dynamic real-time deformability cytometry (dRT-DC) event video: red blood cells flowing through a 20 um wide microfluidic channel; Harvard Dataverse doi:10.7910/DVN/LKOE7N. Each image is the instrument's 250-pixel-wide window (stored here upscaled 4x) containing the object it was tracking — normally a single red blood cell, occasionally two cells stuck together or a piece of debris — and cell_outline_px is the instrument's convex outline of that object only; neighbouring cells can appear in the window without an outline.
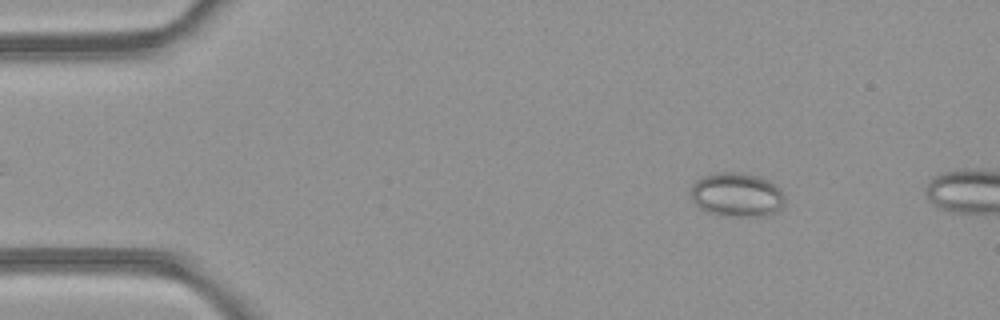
{"species": "common noctule bat (a hibernating species)", "species_latin": "Nyctalus noctula", "temperature_condition": "room temperature", "stored_images_in_passage": 10, "camera_frame_rate_fps": 3000, "um_per_image_px": 0.085, "animal": {"sex": "female", "body_mass_g": 21.9}, "frame": {"image": 1, "passage_image": 7, "time_ms": 2.0, "image_size_px": [1000, 320], "cell_outline_px": [[784, 200], [780, 208], [772, 216], [736, 216], [708, 212], [700, 208], [692, 200], [692, 184], [696, 180], [704, 176], [720, 172], [740, 172], [756, 176], [768, 180], [780, 188], [784, 196]], "centroid_in_image_um": [62.65, 16.55], "position_along_channel_um": 22.3, "area_um2": 23.99}}